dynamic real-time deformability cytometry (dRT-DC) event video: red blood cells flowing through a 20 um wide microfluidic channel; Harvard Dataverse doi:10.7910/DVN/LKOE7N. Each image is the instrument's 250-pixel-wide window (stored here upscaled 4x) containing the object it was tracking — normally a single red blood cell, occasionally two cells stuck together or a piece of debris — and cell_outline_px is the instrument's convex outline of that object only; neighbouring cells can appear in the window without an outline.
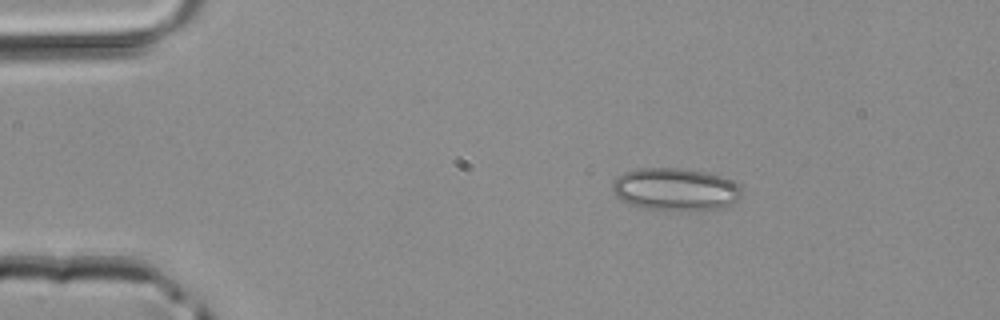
{"species": "common noctule bat (a hibernating species)", "species_latin": "Nyctalus noctula", "temperature_condition": "room temperature", "stored_images_in_passage": 2, "camera_frame_rate_fps": 3000, "um_per_image_px": 0.085, "animal": {"sex": "male", "body_mass_g": 20.4}, "frame": {"image": 1, "passage_image": 1, "time_ms": 0.0, "image_size_px": [1000, 320], "cell_outline_px": [[740, 196], [728, 208], [688, 212], [684, 212], [644, 208], [628, 204], [620, 200], [612, 192], [612, 180], [624, 172], [636, 168], [684, 168], [708, 172], [732, 180], [740, 188]], "centroid_in_image_um": [57.39, 16.12], "position_along_channel_um": 27.6, "area_um2": 32.95}}